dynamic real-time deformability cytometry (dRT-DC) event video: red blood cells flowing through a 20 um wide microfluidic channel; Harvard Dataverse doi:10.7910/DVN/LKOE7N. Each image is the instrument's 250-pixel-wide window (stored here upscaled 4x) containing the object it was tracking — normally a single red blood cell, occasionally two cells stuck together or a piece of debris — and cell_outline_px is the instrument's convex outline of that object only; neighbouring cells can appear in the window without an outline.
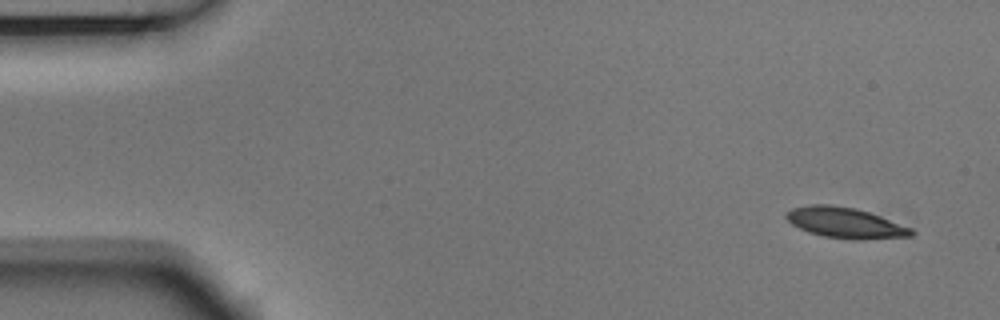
{"species": "Egyptian fruit bat (a non-hibernating species)", "species_latin": "Rousettus aegyptiacus", "temperature_condition": "room temperature", "stored_images_in_passage": 4, "camera_frame_rate_fps": 3000, "um_per_image_px": 0.085, "animal": {"sex": "male"}, "frame": {"image": 1, "passage_image": 1, "time_ms": 0.0, "image_size_px": [1000, 320], "cell_outline_px": [[916, 232], [912, 236], [864, 240], [852, 240], [824, 236], [808, 232], [792, 224], [784, 216], [784, 212], [792, 208], [808, 204], [828, 204], [856, 208], [880, 216], [912, 228]], "centroid_in_image_um": [71.84, 18.94], "position_along_channel_um": 13.2, "area_um2": 22.54}}
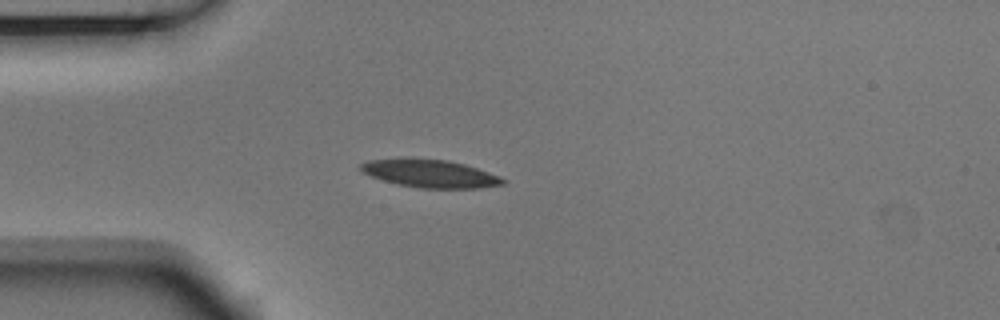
{"frame": {"image": 2, "passage_image": 4, "time_ms": 1.0, "image_size_px": [1000, 320], "cell_outline_px": [[508, 180], [504, 184], [480, 188], [420, 188], [396, 184], [372, 176], [364, 172], [360, 168], [360, 164], [368, 160], [448, 160], [464, 164], [500, 176]], "centroid_in_image_um": [36.64, 14.79], "position_along_channel_um": 48.4, "area_um2": 22.37}}